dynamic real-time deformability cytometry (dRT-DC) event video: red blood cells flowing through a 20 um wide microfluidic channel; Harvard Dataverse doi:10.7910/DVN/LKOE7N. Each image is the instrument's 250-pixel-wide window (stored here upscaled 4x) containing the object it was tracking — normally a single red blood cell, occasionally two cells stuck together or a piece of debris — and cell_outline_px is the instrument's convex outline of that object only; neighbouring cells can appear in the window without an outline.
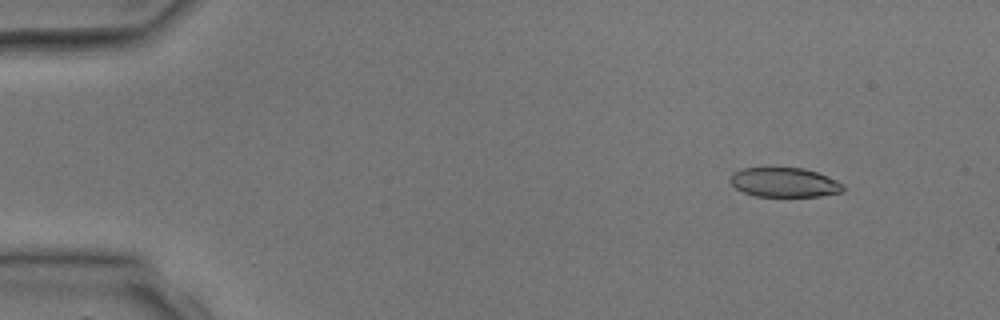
{"species": "common noctule bat (a hibernating species)", "species_latin": "Nyctalus noctula", "temperature_condition": "room temperature", "stored_images_in_passage": 3, "camera_frame_rate_fps": 3000, "um_per_image_px": 0.085, "animal": {"sex": "male", "body_mass_g": 17.9, "forearm_length_mm": 54.2}, "frame": {"image": 1, "passage_image": 2, "time_ms": 1.0, "image_size_px": [1000, 320], "cell_outline_px": [[848, 188], [844, 192], [820, 196], [756, 196], [744, 192], [736, 188], [728, 180], [732, 172], [744, 168], [768, 164], [804, 168], [816, 172], [836, 180], [844, 184]], "centroid_in_image_um": [66.66, 15.45], "position_along_channel_um": 18.3, "area_um2": 20.35}}